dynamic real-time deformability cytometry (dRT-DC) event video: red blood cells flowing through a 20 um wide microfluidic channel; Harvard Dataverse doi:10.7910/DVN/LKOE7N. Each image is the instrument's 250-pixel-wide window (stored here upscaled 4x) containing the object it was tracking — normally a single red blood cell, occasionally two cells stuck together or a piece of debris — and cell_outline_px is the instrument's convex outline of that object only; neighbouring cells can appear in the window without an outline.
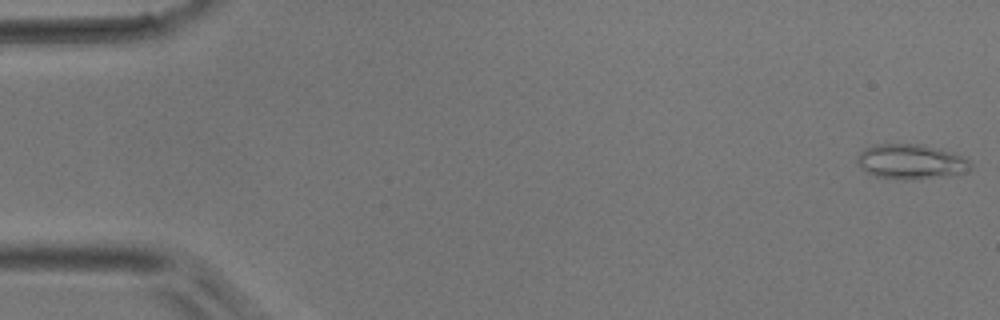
{"species": "common noctule bat (a hibernating species)", "species_latin": "Nyctalus noctula", "temperature_condition": "room temperature", "stored_images_in_passage": 48, "camera_frame_rate_fps": 3000, "um_per_image_px": 0.085, "animal": {"sex": "male", "body_mass_g": 17.9}, "frame": {"image": 1, "passage_image": 1, "time_ms": 0.0, "image_size_px": [1000, 320], "cell_outline_px": [[972, 168], [956, 176], [912, 180], [876, 176], [868, 172], [856, 160], [856, 156], [864, 148], [876, 144], [924, 144], [940, 148], [952, 152], [968, 160], [972, 164]], "centroid_in_image_um": [77.49, 13.74], "position_along_channel_um": 7.5, "area_um2": 23.24}}
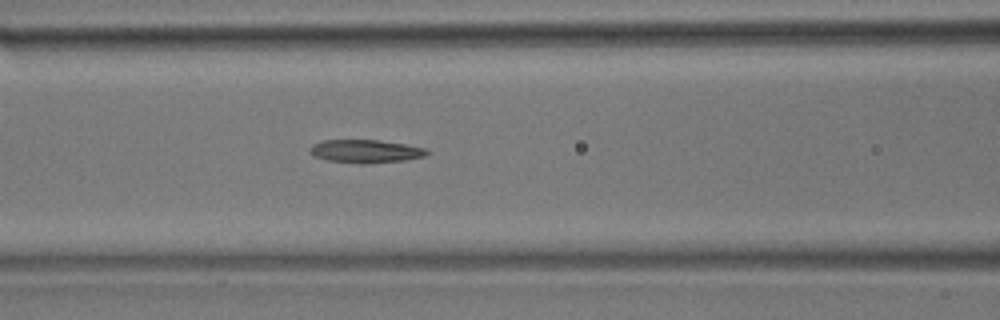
{"frame": {"image": 2, "passage_image": 20, "time_ms": 6.333, "image_size_px": [1000, 320], "cell_outline_px": [[428, 152], [424, 156], [404, 160], [364, 164], [360, 164], [328, 160], [316, 156], [308, 152], [308, 148], [312, 144], [324, 140], [380, 140], [404, 144], [424, 148]], "centroid_in_image_um": [31.02, 12.85], "position_along_channel_um": 135.6, "area_um2": 15.66}}
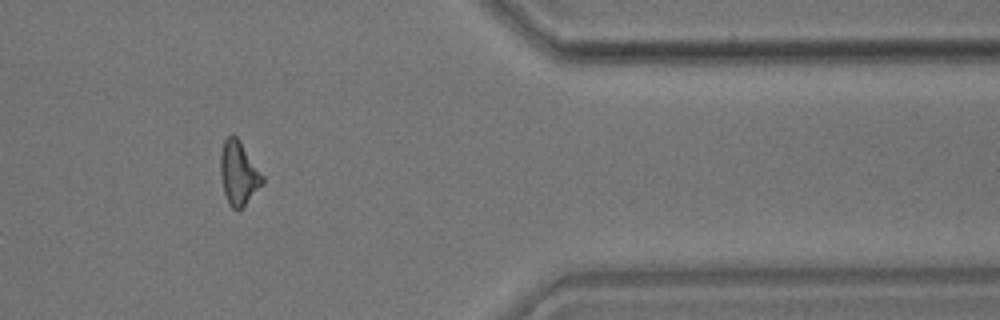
{"frame": {"image": 3, "passage_image": 40, "time_ms": 13.0, "image_size_px": [1000, 320], "cell_outline_px": [[264, 184], [240, 208], [232, 208], [228, 204], [224, 192], [220, 176], [220, 152], [224, 140], [232, 132], [240, 140], [264, 176]], "centroid_in_image_um": [20.27, 14.67], "position_along_channel_um": 391.1, "area_um2": 15.66}}